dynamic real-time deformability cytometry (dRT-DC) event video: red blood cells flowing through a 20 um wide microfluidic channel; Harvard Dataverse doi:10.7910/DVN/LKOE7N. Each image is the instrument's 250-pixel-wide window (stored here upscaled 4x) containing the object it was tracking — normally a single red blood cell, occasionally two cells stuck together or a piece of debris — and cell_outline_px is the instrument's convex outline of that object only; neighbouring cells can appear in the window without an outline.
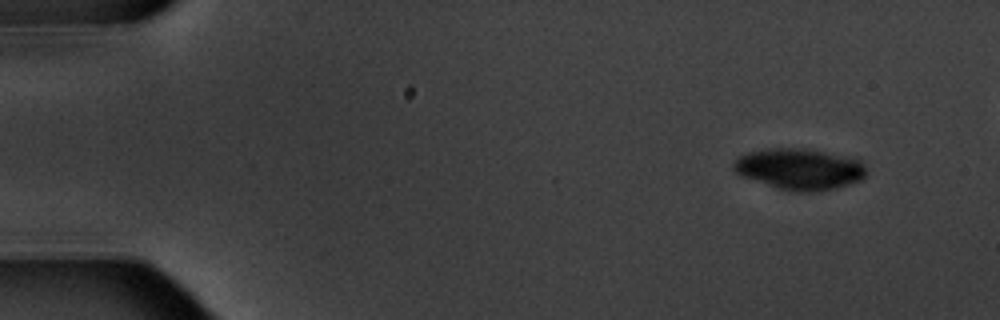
{"species": "common noctule bat (a hibernating species)", "species_latin": "Nyctalus noctula", "temperature_condition": "warm", "stored_images_in_passage": 5, "camera_frame_rate_fps": 3000, "um_per_image_px": 0.085, "animal": {"sex": "male", "body_mass_g": 20.1, "forearm_length_mm": 53.5}, "frame": {"image": 1, "passage_image": 1, "time_ms": 0.0, "image_size_px": [1000, 320], "cell_outline_px": [[864, 176], [860, 180], [836, 188], [812, 192], [788, 192], [740, 176], [732, 168], [732, 164], [740, 156], [748, 152], [768, 148], [804, 148], [824, 152], [852, 160], [860, 164], [864, 168]], "centroid_in_image_um": [67.83, 14.39], "position_along_channel_um": 17.2, "area_um2": 31.33}}